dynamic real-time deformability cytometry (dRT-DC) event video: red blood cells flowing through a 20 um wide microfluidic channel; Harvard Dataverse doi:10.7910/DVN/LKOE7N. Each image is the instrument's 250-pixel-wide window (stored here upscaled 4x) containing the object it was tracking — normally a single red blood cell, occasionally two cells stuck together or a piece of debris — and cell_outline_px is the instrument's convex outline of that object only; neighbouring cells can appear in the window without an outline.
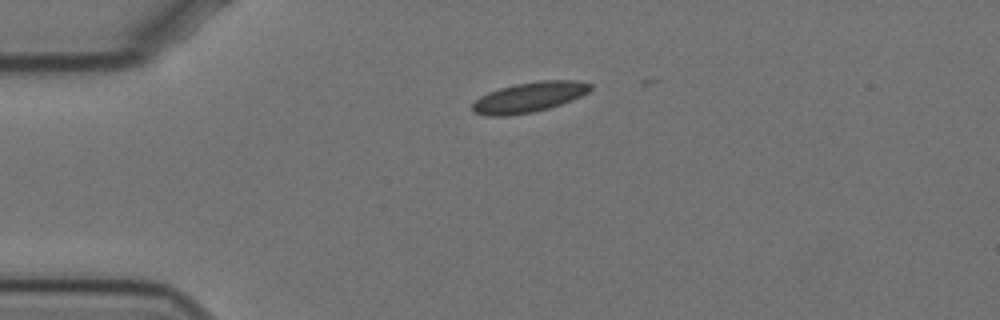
{"species": "Egyptian fruit bat (a non-hibernating species)", "species_latin": "Rousettus aegyptiacus", "temperature_condition": "cold", "stored_images_in_passage": 9, "camera_frame_rate_fps": 3000, "um_per_image_px": 0.085, "animal": {"sex": "female"}, "frame": {"image": 1, "passage_image": 1, "time_ms": 0.0, "image_size_px": [1000, 320], "cell_outline_px": [[592, 88], [588, 92], [580, 96], [560, 104], [548, 108], [532, 112], [508, 116], [488, 116], [476, 112], [472, 108], [472, 104], [480, 96], [488, 92], [500, 88], [516, 84], [540, 80], [580, 80], [592, 84]], "centroid_in_image_um": [44.99, 8.25], "position_along_channel_um": 40.0, "area_um2": 20.58}}
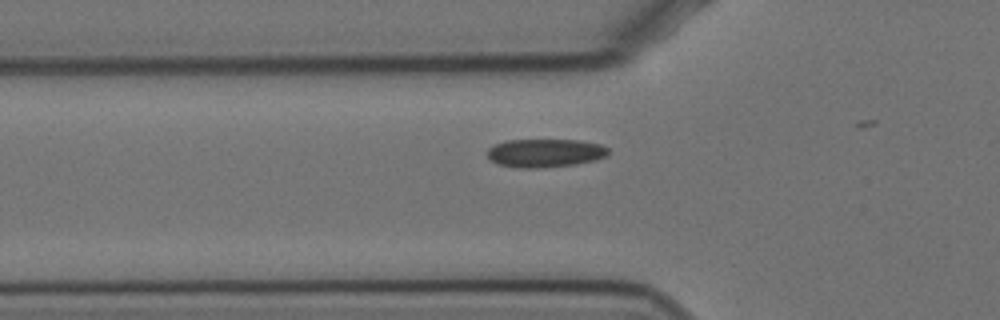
{"frame": {"image": 2, "passage_image": 7, "time_ms": 2.0, "image_size_px": [1000, 320], "cell_outline_px": [[608, 156], [596, 160], [576, 164], [544, 168], [516, 168], [496, 164], [488, 160], [488, 148], [504, 140], [580, 140], [600, 144], [608, 148]], "centroid_in_image_um": [46.31, 13.02], "position_along_channel_um": 79.5, "area_um2": 20.35}}